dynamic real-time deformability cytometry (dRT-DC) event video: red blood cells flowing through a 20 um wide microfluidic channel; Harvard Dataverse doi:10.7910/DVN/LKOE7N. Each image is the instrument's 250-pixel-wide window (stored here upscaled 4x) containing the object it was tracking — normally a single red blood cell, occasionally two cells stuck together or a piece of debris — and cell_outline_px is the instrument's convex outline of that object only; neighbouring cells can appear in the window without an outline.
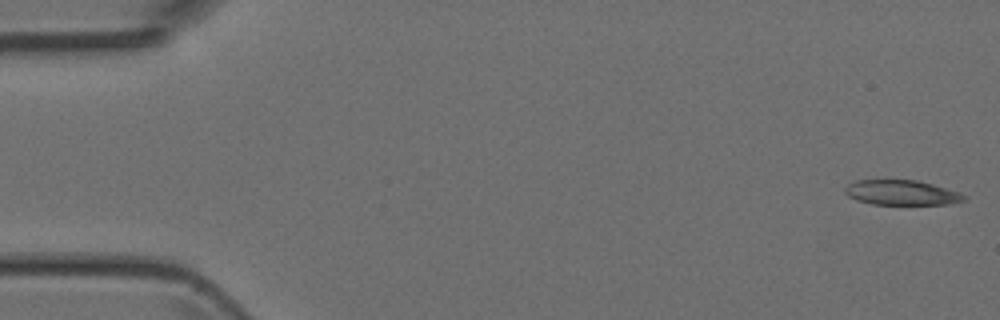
{"species": "Egyptian fruit bat (a non-hibernating species)", "species_latin": "Rousettus aegyptiacus", "temperature_condition": "room temperature", "stored_images_in_passage": 10, "camera_frame_rate_fps": 3000, "um_per_image_px": 0.085, "animal": {"sex": "female"}, "frame": {"image": 1, "passage_image": 1, "time_ms": 0.0, "image_size_px": [1000, 320], "cell_outline_px": [[968, 200], [948, 204], [872, 204], [856, 200], [848, 196], [844, 192], [844, 188], [848, 184], [856, 180], [916, 180], [932, 184], [968, 196]], "centroid_in_image_um": [76.61, 16.38], "position_along_channel_um": 8.4, "area_um2": 17.22}}